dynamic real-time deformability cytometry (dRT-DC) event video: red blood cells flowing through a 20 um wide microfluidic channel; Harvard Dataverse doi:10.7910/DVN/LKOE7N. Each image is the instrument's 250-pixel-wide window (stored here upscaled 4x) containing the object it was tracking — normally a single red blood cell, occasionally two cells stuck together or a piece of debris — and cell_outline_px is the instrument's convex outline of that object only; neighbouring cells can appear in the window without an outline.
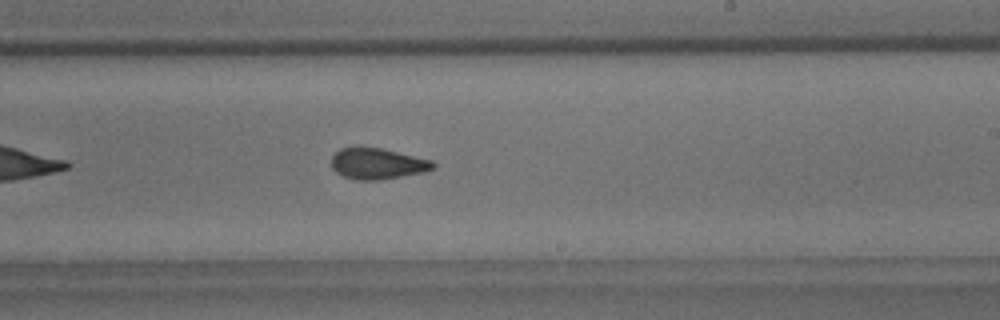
{"species": "common noctule bat (a hibernating species)", "species_latin": "Nyctalus noctula", "temperature_condition": "room temperature", "stored_images_in_passage": 35, "camera_frame_rate_fps": 3000, "um_per_image_px": 0.085, "animal": {"sex": "male", "body_mass_g": 18.8}, "frame": {"image": 1, "passage_image": 20, "time_ms": 6.333, "image_size_px": [1000, 320], "cell_outline_px": [[436, 168], [424, 172], [380, 180], [356, 180], [344, 176], [336, 172], [332, 168], [332, 156], [340, 148], [380, 148], [432, 160], [436, 164]], "centroid_in_image_um": [32.11, 13.93], "position_along_channel_um": 256.9, "area_um2": 18.21}, "authors_computed_cell_mechanics": {"area_um2": 18.8428, "velocity_mm_per_s": 3.6293, "shape_relaxation_time_tau1_ms": 7.6065, "shape_relaxation_time_tau2_ms": 2.1876, "deformation_change_tau1": 0.149, "deformation_change_tau2": 0.0925}}